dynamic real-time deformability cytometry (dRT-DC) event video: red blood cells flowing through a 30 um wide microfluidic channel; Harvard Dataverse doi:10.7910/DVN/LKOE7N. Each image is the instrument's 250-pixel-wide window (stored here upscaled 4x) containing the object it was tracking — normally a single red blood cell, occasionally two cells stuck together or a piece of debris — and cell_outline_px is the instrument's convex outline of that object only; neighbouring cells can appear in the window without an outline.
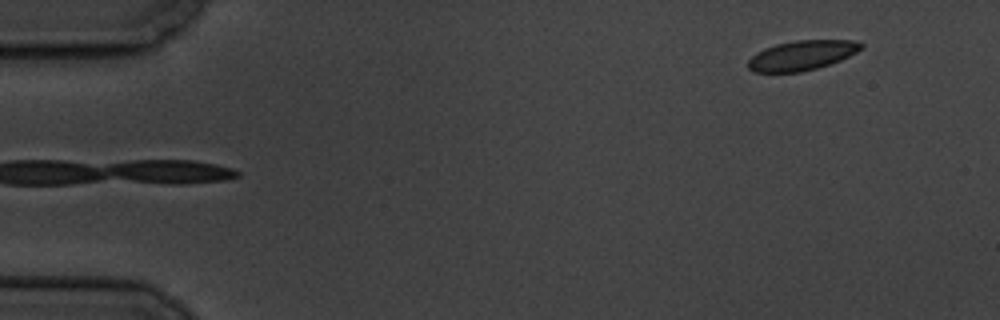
{"species": "common noctule bat (a hibernating species)", "species_latin": "Nyctalus noctula", "temperature_condition": "cold", "stored_images_in_passage": 5, "segment_of_instrument_passage": [2, 2], "camera_frame_rate_fps": 3000, "um_per_image_px": 0.085, "animal": {"sex": "male", "body_mass_g": 19.5, "forearm_length_mm": 54.6}, "frame": {"image": 1, "passage_image": 5, "time_ms": 5.667, "image_size_px": [1000, 320], "cell_outline_px": [[864, 48], [840, 60], [816, 68], [800, 72], [752, 72], [748, 68], [748, 60], [756, 52], [764, 48], [776, 44], [796, 40], [856, 40], [864, 44]], "centroid_in_image_um": [68.15, 4.69], "position_along_channel_um": 16.8, "area_um2": 19.59}}